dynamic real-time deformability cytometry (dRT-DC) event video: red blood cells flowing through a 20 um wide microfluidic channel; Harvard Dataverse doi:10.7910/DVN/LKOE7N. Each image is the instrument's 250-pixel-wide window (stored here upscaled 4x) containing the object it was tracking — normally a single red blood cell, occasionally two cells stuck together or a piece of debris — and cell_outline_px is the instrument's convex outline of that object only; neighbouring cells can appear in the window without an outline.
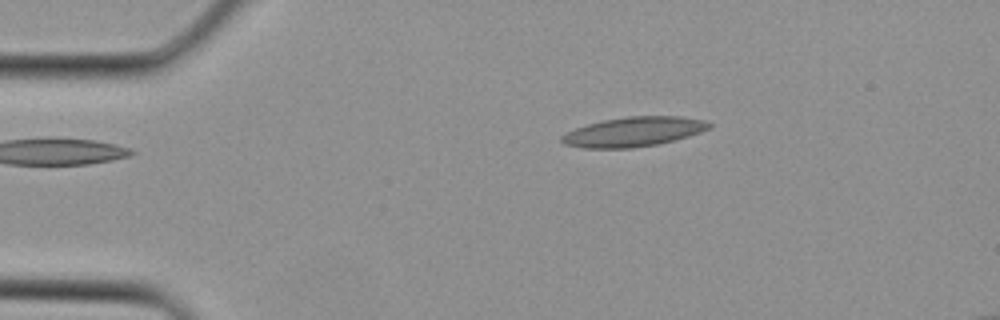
{"species": "Egyptian fruit bat (a non-hibernating species)", "species_latin": "Rousettus aegyptiacus", "temperature_condition": "cold", "stored_images_in_passage": 1, "camera_frame_rate_fps": 3000, "um_per_image_px": 0.085, "animal": {"sex": "female"}, "frame": {"image": 1, "passage_image": 1, "time_ms": 0.0, "image_size_px": [1000, 320], "cell_outline_px": [[712, 128], [688, 136], [660, 144], [632, 148], [584, 148], [564, 144], [560, 140], [560, 136], [576, 128], [588, 124], [604, 120], [628, 116], [680, 116], [704, 120], [712, 124]], "centroid_in_image_um": [53.88, 11.2], "position_along_channel_um": 31.1, "area_um2": 25.43}}